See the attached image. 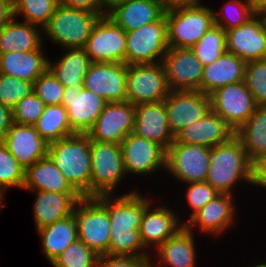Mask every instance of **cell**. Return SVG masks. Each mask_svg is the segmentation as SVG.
I'll return each mask as SVG.
<instances>
[{
  "instance_id": "obj_1",
  "label": "cell",
  "mask_w": 266,
  "mask_h": 267,
  "mask_svg": "<svg viewBox=\"0 0 266 267\" xmlns=\"http://www.w3.org/2000/svg\"><path fill=\"white\" fill-rule=\"evenodd\" d=\"M124 194V195H123ZM111 197L103 194L95 198L107 209L110 218V245L108 255L144 257L150 261L149 252L144 248L139 228L144 207L151 201L140 195L138 190Z\"/></svg>"
},
{
  "instance_id": "obj_2",
  "label": "cell",
  "mask_w": 266,
  "mask_h": 267,
  "mask_svg": "<svg viewBox=\"0 0 266 267\" xmlns=\"http://www.w3.org/2000/svg\"><path fill=\"white\" fill-rule=\"evenodd\" d=\"M252 162L241 141L234 135L229 141L211 148L206 181L220 194L233 195V186L252 184Z\"/></svg>"
},
{
  "instance_id": "obj_3",
  "label": "cell",
  "mask_w": 266,
  "mask_h": 267,
  "mask_svg": "<svg viewBox=\"0 0 266 267\" xmlns=\"http://www.w3.org/2000/svg\"><path fill=\"white\" fill-rule=\"evenodd\" d=\"M48 156L82 197H90L91 158L87 134L76 133L50 143Z\"/></svg>"
},
{
  "instance_id": "obj_4",
  "label": "cell",
  "mask_w": 266,
  "mask_h": 267,
  "mask_svg": "<svg viewBox=\"0 0 266 267\" xmlns=\"http://www.w3.org/2000/svg\"><path fill=\"white\" fill-rule=\"evenodd\" d=\"M101 15L58 4L48 23L42 28L43 38L66 48H84Z\"/></svg>"
},
{
  "instance_id": "obj_5",
  "label": "cell",
  "mask_w": 266,
  "mask_h": 267,
  "mask_svg": "<svg viewBox=\"0 0 266 267\" xmlns=\"http://www.w3.org/2000/svg\"><path fill=\"white\" fill-rule=\"evenodd\" d=\"M90 197L112 194L125 177L121 145L90 139Z\"/></svg>"
},
{
  "instance_id": "obj_6",
  "label": "cell",
  "mask_w": 266,
  "mask_h": 267,
  "mask_svg": "<svg viewBox=\"0 0 266 267\" xmlns=\"http://www.w3.org/2000/svg\"><path fill=\"white\" fill-rule=\"evenodd\" d=\"M168 45L191 48L214 25V11L203 4L165 11Z\"/></svg>"
},
{
  "instance_id": "obj_7",
  "label": "cell",
  "mask_w": 266,
  "mask_h": 267,
  "mask_svg": "<svg viewBox=\"0 0 266 267\" xmlns=\"http://www.w3.org/2000/svg\"><path fill=\"white\" fill-rule=\"evenodd\" d=\"M73 216L78 239L99 256L108 255L111 229L107 209L95 197H83L76 204Z\"/></svg>"
},
{
  "instance_id": "obj_8",
  "label": "cell",
  "mask_w": 266,
  "mask_h": 267,
  "mask_svg": "<svg viewBox=\"0 0 266 267\" xmlns=\"http://www.w3.org/2000/svg\"><path fill=\"white\" fill-rule=\"evenodd\" d=\"M168 48L167 21L164 14L158 21L126 32L125 63H160Z\"/></svg>"
},
{
  "instance_id": "obj_9",
  "label": "cell",
  "mask_w": 266,
  "mask_h": 267,
  "mask_svg": "<svg viewBox=\"0 0 266 267\" xmlns=\"http://www.w3.org/2000/svg\"><path fill=\"white\" fill-rule=\"evenodd\" d=\"M126 90L134 105L164 101L171 90L163 63L127 65Z\"/></svg>"
},
{
  "instance_id": "obj_10",
  "label": "cell",
  "mask_w": 266,
  "mask_h": 267,
  "mask_svg": "<svg viewBox=\"0 0 266 267\" xmlns=\"http://www.w3.org/2000/svg\"><path fill=\"white\" fill-rule=\"evenodd\" d=\"M211 148L172 142L166 149V171L185 184L206 181Z\"/></svg>"
},
{
  "instance_id": "obj_11",
  "label": "cell",
  "mask_w": 266,
  "mask_h": 267,
  "mask_svg": "<svg viewBox=\"0 0 266 267\" xmlns=\"http://www.w3.org/2000/svg\"><path fill=\"white\" fill-rule=\"evenodd\" d=\"M211 110L236 132L255 112L257 104L244 81L216 89L210 95Z\"/></svg>"
},
{
  "instance_id": "obj_12",
  "label": "cell",
  "mask_w": 266,
  "mask_h": 267,
  "mask_svg": "<svg viewBox=\"0 0 266 267\" xmlns=\"http://www.w3.org/2000/svg\"><path fill=\"white\" fill-rule=\"evenodd\" d=\"M84 49L92 63H125L126 31L109 16H101Z\"/></svg>"
},
{
  "instance_id": "obj_13",
  "label": "cell",
  "mask_w": 266,
  "mask_h": 267,
  "mask_svg": "<svg viewBox=\"0 0 266 267\" xmlns=\"http://www.w3.org/2000/svg\"><path fill=\"white\" fill-rule=\"evenodd\" d=\"M135 105L131 102L107 103L96 122L87 132L89 139L121 145L133 132Z\"/></svg>"
},
{
  "instance_id": "obj_14",
  "label": "cell",
  "mask_w": 266,
  "mask_h": 267,
  "mask_svg": "<svg viewBox=\"0 0 266 267\" xmlns=\"http://www.w3.org/2000/svg\"><path fill=\"white\" fill-rule=\"evenodd\" d=\"M162 63L171 91H200L203 65L191 48L169 47Z\"/></svg>"
},
{
  "instance_id": "obj_15",
  "label": "cell",
  "mask_w": 266,
  "mask_h": 267,
  "mask_svg": "<svg viewBox=\"0 0 266 267\" xmlns=\"http://www.w3.org/2000/svg\"><path fill=\"white\" fill-rule=\"evenodd\" d=\"M125 174L151 175L166 170V150L159 144L130 133L121 143Z\"/></svg>"
},
{
  "instance_id": "obj_16",
  "label": "cell",
  "mask_w": 266,
  "mask_h": 267,
  "mask_svg": "<svg viewBox=\"0 0 266 267\" xmlns=\"http://www.w3.org/2000/svg\"><path fill=\"white\" fill-rule=\"evenodd\" d=\"M164 104L174 137L211 109L210 96L200 91H171Z\"/></svg>"
},
{
  "instance_id": "obj_17",
  "label": "cell",
  "mask_w": 266,
  "mask_h": 267,
  "mask_svg": "<svg viewBox=\"0 0 266 267\" xmlns=\"http://www.w3.org/2000/svg\"><path fill=\"white\" fill-rule=\"evenodd\" d=\"M126 63H92L84 76L83 88L110 102H126Z\"/></svg>"
},
{
  "instance_id": "obj_18",
  "label": "cell",
  "mask_w": 266,
  "mask_h": 267,
  "mask_svg": "<svg viewBox=\"0 0 266 267\" xmlns=\"http://www.w3.org/2000/svg\"><path fill=\"white\" fill-rule=\"evenodd\" d=\"M108 102L91 90L65 87L61 104L66 108L71 129L87 134Z\"/></svg>"
},
{
  "instance_id": "obj_19",
  "label": "cell",
  "mask_w": 266,
  "mask_h": 267,
  "mask_svg": "<svg viewBox=\"0 0 266 267\" xmlns=\"http://www.w3.org/2000/svg\"><path fill=\"white\" fill-rule=\"evenodd\" d=\"M151 200L145 207L139 228L140 237L144 248L157 249L166 240L173 237L183 226L184 220L180 221L177 213L167 205L152 207ZM181 222V223H180Z\"/></svg>"
},
{
  "instance_id": "obj_20",
  "label": "cell",
  "mask_w": 266,
  "mask_h": 267,
  "mask_svg": "<svg viewBox=\"0 0 266 267\" xmlns=\"http://www.w3.org/2000/svg\"><path fill=\"white\" fill-rule=\"evenodd\" d=\"M226 52L250 62L266 59V30L255 14L243 25L226 30Z\"/></svg>"
},
{
  "instance_id": "obj_21",
  "label": "cell",
  "mask_w": 266,
  "mask_h": 267,
  "mask_svg": "<svg viewBox=\"0 0 266 267\" xmlns=\"http://www.w3.org/2000/svg\"><path fill=\"white\" fill-rule=\"evenodd\" d=\"M233 197L231 194H218L189 220L187 219L184 226L191 232L194 231V227H198L201 233L213 236L226 232L233 226L236 216L237 207Z\"/></svg>"
},
{
  "instance_id": "obj_22",
  "label": "cell",
  "mask_w": 266,
  "mask_h": 267,
  "mask_svg": "<svg viewBox=\"0 0 266 267\" xmlns=\"http://www.w3.org/2000/svg\"><path fill=\"white\" fill-rule=\"evenodd\" d=\"M2 141L25 170L38 160L48 156L49 144L32 125L13 122Z\"/></svg>"
},
{
  "instance_id": "obj_23",
  "label": "cell",
  "mask_w": 266,
  "mask_h": 267,
  "mask_svg": "<svg viewBox=\"0 0 266 267\" xmlns=\"http://www.w3.org/2000/svg\"><path fill=\"white\" fill-rule=\"evenodd\" d=\"M133 133L161 145L165 150L175 137L168 124L164 101L135 105Z\"/></svg>"
},
{
  "instance_id": "obj_24",
  "label": "cell",
  "mask_w": 266,
  "mask_h": 267,
  "mask_svg": "<svg viewBox=\"0 0 266 267\" xmlns=\"http://www.w3.org/2000/svg\"><path fill=\"white\" fill-rule=\"evenodd\" d=\"M234 135V130L210 109L200 120L179 132L173 142L212 148L229 141Z\"/></svg>"
},
{
  "instance_id": "obj_25",
  "label": "cell",
  "mask_w": 266,
  "mask_h": 267,
  "mask_svg": "<svg viewBox=\"0 0 266 267\" xmlns=\"http://www.w3.org/2000/svg\"><path fill=\"white\" fill-rule=\"evenodd\" d=\"M164 14L161 0H125L107 12V16L126 32L158 21Z\"/></svg>"
},
{
  "instance_id": "obj_26",
  "label": "cell",
  "mask_w": 266,
  "mask_h": 267,
  "mask_svg": "<svg viewBox=\"0 0 266 267\" xmlns=\"http://www.w3.org/2000/svg\"><path fill=\"white\" fill-rule=\"evenodd\" d=\"M31 192L36 193L33 204L36 230L72 215L76 204L83 198L79 193Z\"/></svg>"
},
{
  "instance_id": "obj_27",
  "label": "cell",
  "mask_w": 266,
  "mask_h": 267,
  "mask_svg": "<svg viewBox=\"0 0 266 267\" xmlns=\"http://www.w3.org/2000/svg\"><path fill=\"white\" fill-rule=\"evenodd\" d=\"M246 62L225 52L214 62L203 67L201 92L210 95L216 89L244 81Z\"/></svg>"
},
{
  "instance_id": "obj_28",
  "label": "cell",
  "mask_w": 266,
  "mask_h": 267,
  "mask_svg": "<svg viewBox=\"0 0 266 267\" xmlns=\"http://www.w3.org/2000/svg\"><path fill=\"white\" fill-rule=\"evenodd\" d=\"M23 189L27 191L78 193L49 156L38 160L25 170Z\"/></svg>"
},
{
  "instance_id": "obj_29",
  "label": "cell",
  "mask_w": 266,
  "mask_h": 267,
  "mask_svg": "<svg viewBox=\"0 0 266 267\" xmlns=\"http://www.w3.org/2000/svg\"><path fill=\"white\" fill-rule=\"evenodd\" d=\"M42 47L29 52H7L0 54V73L33 82L48 68V57Z\"/></svg>"
},
{
  "instance_id": "obj_30",
  "label": "cell",
  "mask_w": 266,
  "mask_h": 267,
  "mask_svg": "<svg viewBox=\"0 0 266 267\" xmlns=\"http://www.w3.org/2000/svg\"><path fill=\"white\" fill-rule=\"evenodd\" d=\"M13 17L0 28V54L10 51L29 52L43 47L42 28Z\"/></svg>"
},
{
  "instance_id": "obj_31",
  "label": "cell",
  "mask_w": 266,
  "mask_h": 267,
  "mask_svg": "<svg viewBox=\"0 0 266 267\" xmlns=\"http://www.w3.org/2000/svg\"><path fill=\"white\" fill-rule=\"evenodd\" d=\"M195 232L183 226L157 249V263L168 267H196Z\"/></svg>"
},
{
  "instance_id": "obj_32",
  "label": "cell",
  "mask_w": 266,
  "mask_h": 267,
  "mask_svg": "<svg viewBox=\"0 0 266 267\" xmlns=\"http://www.w3.org/2000/svg\"><path fill=\"white\" fill-rule=\"evenodd\" d=\"M64 55L57 62L48 59V69L64 86L83 88L84 76L92 61L84 48H66Z\"/></svg>"
},
{
  "instance_id": "obj_33",
  "label": "cell",
  "mask_w": 266,
  "mask_h": 267,
  "mask_svg": "<svg viewBox=\"0 0 266 267\" xmlns=\"http://www.w3.org/2000/svg\"><path fill=\"white\" fill-rule=\"evenodd\" d=\"M41 237L43 256L50 262L55 260L70 244L78 239L77 225L72 215L37 230Z\"/></svg>"
},
{
  "instance_id": "obj_34",
  "label": "cell",
  "mask_w": 266,
  "mask_h": 267,
  "mask_svg": "<svg viewBox=\"0 0 266 267\" xmlns=\"http://www.w3.org/2000/svg\"><path fill=\"white\" fill-rule=\"evenodd\" d=\"M253 163L266 154V106H257L250 118L235 132Z\"/></svg>"
},
{
  "instance_id": "obj_35",
  "label": "cell",
  "mask_w": 266,
  "mask_h": 267,
  "mask_svg": "<svg viewBox=\"0 0 266 267\" xmlns=\"http://www.w3.org/2000/svg\"><path fill=\"white\" fill-rule=\"evenodd\" d=\"M33 126L48 144L76 134L70 127L67 110L62 104L45 106Z\"/></svg>"
},
{
  "instance_id": "obj_36",
  "label": "cell",
  "mask_w": 266,
  "mask_h": 267,
  "mask_svg": "<svg viewBox=\"0 0 266 267\" xmlns=\"http://www.w3.org/2000/svg\"><path fill=\"white\" fill-rule=\"evenodd\" d=\"M225 40L226 31L214 24L191 49L202 65L205 66L214 62L226 52Z\"/></svg>"
},
{
  "instance_id": "obj_37",
  "label": "cell",
  "mask_w": 266,
  "mask_h": 267,
  "mask_svg": "<svg viewBox=\"0 0 266 267\" xmlns=\"http://www.w3.org/2000/svg\"><path fill=\"white\" fill-rule=\"evenodd\" d=\"M59 0H13L14 17L43 28L53 15Z\"/></svg>"
},
{
  "instance_id": "obj_38",
  "label": "cell",
  "mask_w": 266,
  "mask_h": 267,
  "mask_svg": "<svg viewBox=\"0 0 266 267\" xmlns=\"http://www.w3.org/2000/svg\"><path fill=\"white\" fill-rule=\"evenodd\" d=\"M221 10L220 14L214 10V24L225 31L243 25L256 14L247 0H228Z\"/></svg>"
},
{
  "instance_id": "obj_39",
  "label": "cell",
  "mask_w": 266,
  "mask_h": 267,
  "mask_svg": "<svg viewBox=\"0 0 266 267\" xmlns=\"http://www.w3.org/2000/svg\"><path fill=\"white\" fill-rule=\"evenodd\" d=\"M99 255L77 239L51 263L53 267H96Z\"/></svg>"
},
{
  "instance_id": "obj_40",
  "label": "cell",
  "mask_w": 266,
  "mask_h": 267,
  "mask_svg": "<svg viewBox=\"0 0 266 267\" xmlns=\"http://www.w3.org/2000/svg\"><path fill=\"white\" fill-rule=\"evenodd\" d=\"M25 182V169L7 150L5 143L0 140V191L5 192L8 188L23 189Z\"/></svg>"
},
{
  "instance_id": "obj_41",
  "label": "cell",
  "mask_w": 266,
  "mask_h": 267,
  "mask_svg": "<svg viewBox=\"0 0 266 267\" xmlns=\"http://www.w3.org/2000/svg\"><path fill=\"white\" fill-rule=\"evenodd\" d=\"M244 82L258 106H266V59L247 62Z\"/></svg>"
},
{
  "instance_id": "obj_42",
  "label": "cell",
  "mask_w": 266,
  "mask_h": 267,
  "mask_svg": "<svg viewBox=\"0 0 266 267\" xmlns=\"http://www.w3.org/2000/svg\"><path fill=\"white\" fill-rule=\"evenodd\" d=\"M33 92V82L0 73V103L12 109Z\"/></svg>"
},
{
  "instance_id": "obj_43",
  "label": "cell",
  "mask_w": 266,
  "mask_h": 267,
  "mask_svg": "<svg viewBox=\"0 0 266 267\" xmlns=\"http://www.w3.org/2000/svg\"><path fill=\"white\" fill-rule=\"evenodd\" d=\"M65 87L47 68L33 83V92L47 105H61Z\"/></svg>"
},
{
  "instance_id": "obj_44",
  "label": "cell",
  "mask_w": 266,
  "mask_h": 267,
  "mask_svg": "<svg viewBox=\"0 0 266 267\" xmlns=\"http://www.w3.org/2000/svg\"><path fill=\"white\" fill-rule=\"evenodd\" d=\"M45 106L42 100L32 92L11 109L13 122L33 126L42 115Z\"/></svg>"
},
{
  "instance_id": "obj_45",
  "label": "cell",
  "mask_w": 266,
  "mask_h": 267,
  "mask_svg": "<svg viewBox=\"0 0 266 267\" xmlns=\"http://www.w3.org/2000/svg\"><path fill=\"white\" fill-rule=\"evenodd\" d=\"M186 186L187 190L185 197L189 205L188 207H191L192 209L188 219H190L197 211H199L208 202L220 194L207 181L192 182L186 184Z\"/></svg>"
},
{
  "instance_id": "obj_46",
  "label": "cell",
  "mask_w": 266,
  "mask_h": 267,
  "mask_svg": "<svg viewBox=\"0 0 266 267\" xmlns=\"http://www.w3.org/2000/svg\"><path fill=\"white\" fill-rule=\"evenodd\" d=\"M152 262L139 256L100 255L96 267H154Z\"/></svg>"
},
{
  "instance_id": "obj_47",
  "label": "cell",
  "mask_w": 266,
  "mask_h": 267,
  "mask_svg": "<svg viewBox=\"0 0 266 267\" xmlns=\"http://www.w3.org/2000/svg\"><path fill=\"white\" fill-rule=\"evenodd\" d=\"M59 4L74 9L87 10L101 16L107 15L108 12L103 0H59Z\"/></svg>"
},
{
  "instance_id": "obj_48",
  "label": "cell",
  "mask_w": 266,
  "mask_h": 267,
  "mask_svg": "<svg viewBox=\"0 0 266 267\" xmlns=\"http://www.w3.org/2000/svg\"><path fill=\"white\" fill-rule=\"evenodd\" d=\"M266 189V154L260 156L252 164V186Z\"/></svg>"
},
{
  "instance_id": "obj_49",
  "label": "cell",
  "mask_w": 266,
  "mask_h": 267,
  "mask_svg": "<svg viewBox=\"0 0 266 267\" xmlns=\"http://www.w3.org/2000/svg\"><path fill=\"white\" fill-rule=\"evenodd\" d=\"M12 123V110L0 103V140L6 136Z\"/></svg>"
},
{
  "instance_id": "obj_50",
  "label": "cell",
  "mask_w": 266,
  "mask_h": 267,
  "mask_svg": "<svg viewBox=\"0 0 266 267\" xmlns=\"http://www.w3.org/2000/svg\"><path fill=\"white\" fill-rule=\"evenodd\" d=\"M165 11L201 5V0H161Z\"/></svg>"
},
{
  "instance_id": "obj_51",
  "label": "cell",
  "mask_w": 266,
  "mask_h": 267,
  "mask_svg": "<svg viewBox=\"0 0 266 267\" xmlns=\"http://www.w3.org/2000/svg\"><path fill=\"white\" fill-rule=\"evenodd\" d=\"M14 17L13 1H0V28Z\"/></svg>"
},
{
  "instance_id": "obj_52",
  "label": "cell",
  "mask_w": 266,
  "mask_h": 267,
  "mask_svg": "<svg viewBox=\"0 0 266 267\" xmlns=\"http://www.w3.org/2000/svg\"><path fill=\"white\" fill-rule=\"evenodd\" d=\"M252 9L257 12L262 7L266 6V0H247Z\"/></svg>"
},
{
  "instance_id": "obj_53",
  "label": "cell",
  "mask_w": 266,
  "mask_h": 267,
  "mask_svg": "<svg viewBox=\"0 0 266 267\" xmlns=\"http://www.w3.org/2000/svg\"><path fill=\"white\" fill-rule=\"evenodd\" d=\"M256 15L260 18L263 28L266 30V6L262 7L256 12Z\"/></svg>"
},
{
  "instance_id": "obj_54",
  "label": "cell",
  "mask_w": 266,
  "mask_h": 267,
  "mask_svg": "<svg viewBox=\"0 0 266 267\" xmlns=\"http://www.w3.org/2000/svg\"><path fill=\"white\" fill-rule=\"evenodd\" d=\"M122 1H125V0H103L104 2V6L106 8V10L108 11L111 7H113L114 5L122 2Z\"/></svg>"
},
{
  "instance_id": "obj_55",
  "label": "cell",
  "mask_w": 266,
  "mask_h": 267,
  "mask_svg": "<svg viewBox=\"0 0 266 267\" xmlns=\"http://www.w3.org/2000/svg\"><path fill=\"white\" fill-rule=\"evenodd\" d=\"M4 202V194L2 191H0V212H1V207L3 206Z\"/></svg>"
},
{
  "instance_id": "obj_56",
  "label": "cell",
  "mask_w": 266,
  "mask_h": 267,
  "mask_svg": "<svg viewBox=\"0 0 266 267\" xmlns=\"http://www.w3.org/2000/svg\"><path fill=\"white\" fill-rule=\"evenodd\" d=\"M252 267H266V263H264V262L261 263V262H260L259 264L257 263V264H255V265H253Z\"/></svg>"
}]
</instances>
